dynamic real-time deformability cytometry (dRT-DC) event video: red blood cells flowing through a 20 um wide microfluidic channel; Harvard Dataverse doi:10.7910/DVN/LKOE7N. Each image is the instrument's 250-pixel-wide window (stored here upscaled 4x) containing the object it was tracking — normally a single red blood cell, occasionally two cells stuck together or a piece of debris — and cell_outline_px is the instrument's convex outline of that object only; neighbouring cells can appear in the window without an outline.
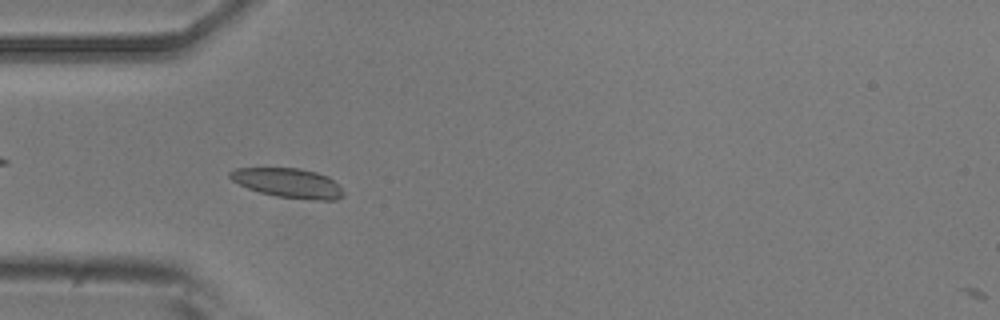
{"species": "common noctule bat (a hibernating species)", "species_latin": "Nyctalus noctula", "temperature_condition": "room temperature", "stored_images_in_passage": 2, "camera_frame_rate_fps": 3000, "um_per_image_px": 0.085, "animal": {"sex": "male", "body_mass_g": 20.5, "forearm_length_mm": 52.5}, "frame": {"image": 1, "passage_image": 1, "time_ms": 0.0, "image_size_px": [1000, 320], "cell_outline_px": [[344, 196], [336, 200], [316, 200], [276, 196], [260, 192], [248, 188], [232, 180], [228, 176], [228, 172], [236, 168], [300, 168], [316, 172], [328, 176], [344, 192]], "centroid_in_image_um": [24.49, 15.55], "position_along_channel_um": 60.5, "area_um2": 19.36}}
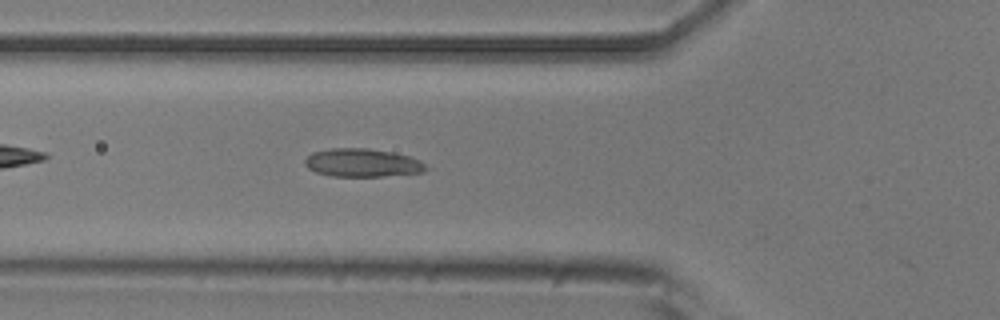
{"frame": {"image": 2, "passage_image": 2, "time_ms": 1.0, "image_size_px": [1000, 320], "cell_outline_px": [[432, 168], [424, 172], [380, 176], [332, 176], [316, 172], [308, 168], [304, 164], [304, 160], [312, 152], [332, 148], [368, 148], [392, 152], [408, 156], [420, 160]], "centroid_in_image_um": [30.83, 13.83], "position_along_channel_um": 95.0, "area_um2": 20.0}}